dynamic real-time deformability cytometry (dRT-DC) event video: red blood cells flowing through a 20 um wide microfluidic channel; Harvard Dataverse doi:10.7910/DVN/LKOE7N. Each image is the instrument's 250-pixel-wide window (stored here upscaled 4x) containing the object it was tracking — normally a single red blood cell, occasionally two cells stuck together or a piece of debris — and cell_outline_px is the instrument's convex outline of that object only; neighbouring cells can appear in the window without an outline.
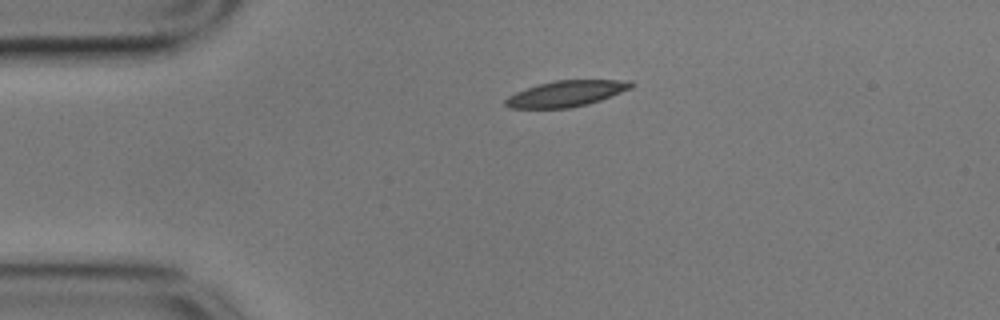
{"species": "common noctule bat (a hibernating species)", "species_latin": "Nyctalus noctula", "temperature_condition": "cold", "stored_images_in_passage": 45, "camera_frame_rate_fps": 3000, "um_per_image_px": 0.085, "animal": {"sex": "male", "body_mass_g": 17.9}, "frame": {"image": 1, "passage_image": 1, "time_ms": 0.0, "image_size_px": [1000, 320], "cell_outline_px": [[636, 84], [632, 88], [600, 100], [588, 104], [568, 108], [508, 108], [504, 104], [504, 100], [508, 96], [516, 92], [540, 84], [556, 80], [632, 80]], "centroid_in_image_um": [48.15, 7.95], "position_along_channel_um": 36.8, "area_um2": 18.96}}
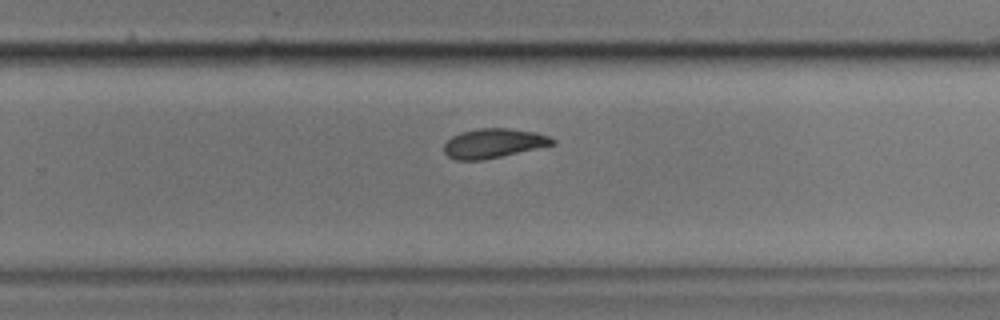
{"frame": {"image": 2, "passage_image": 25, "time_ms": 8.0, "image_size_px": [1000, 320], "cell_outline_px": [[556, 144], [500, 156], [480, 160], [456, 160], [448, 156], [444, 152], [444, 144], [452, 136], [460, 132], [480, 128], [508, 128], [536, 132], [548, 136], [556, 140]], "centroid_in_image_um": [41.94, 12.17], "position_along_channel_um": 287.9, "area_um2": 18.44}}
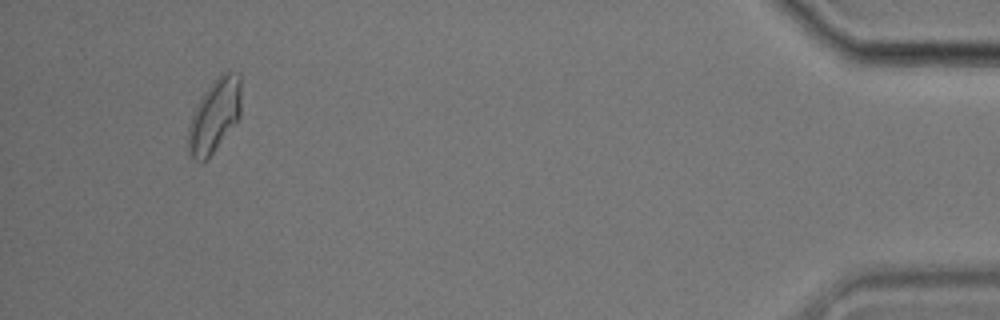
{"frame": {"image": 3, "passage_image": 42, "time_ms": 13.667, "image_size_px": [1000, 320], "cell_outline_px": [[240, 116], [236, 124], [212, 152], [200, 164], [188, 152], [188, 124], [192, 112], [204, 92], [216, 76], [224, 72], [240, 72]], "centroid_in_image_um": [18.23, 9.8], "position_along_channel_um": 417.0, "area_um2": 22.66}, "authors_computed_cell_mechanics": {"area_um2": 18.9584, "velocity_mm_per_s": 3.5286, "shape_relaxation_time_tau1_ms": 6.5726, "shape_relaxation_time_tau2_ms": 5.7865, "deformation_change_tau1": 0.1712, "deformation_change_tau2": 0.1198}}